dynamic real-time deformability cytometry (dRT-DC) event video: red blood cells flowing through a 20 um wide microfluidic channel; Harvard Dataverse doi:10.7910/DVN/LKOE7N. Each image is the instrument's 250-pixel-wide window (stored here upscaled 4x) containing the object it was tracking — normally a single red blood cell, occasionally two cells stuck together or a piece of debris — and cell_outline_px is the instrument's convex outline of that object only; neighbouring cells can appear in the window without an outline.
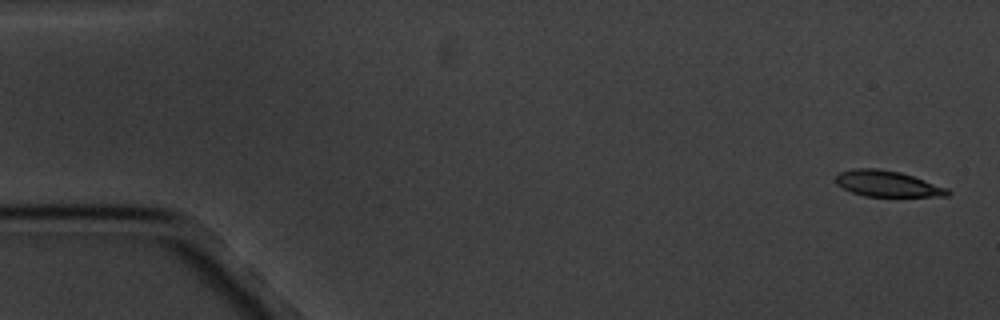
{"species": "common noctule bat (a hibernating species)", "species_latin": "Nyctalus noctula", "temperature_condition": "cold", "stored_images_in_passage": 6, "camera_frame_rate_fps": 3000, "um_per_image_px": 0.085, "animal": {"sex": "male", "body_mass_g": 20.1, "forearm_length_mm": 53.5}, "frame": {"image": 1, "passage_image": 1, "time_ms": 0.0, "image_size_px": [1000, 320], "cell_outline_px": [[952, 192], [948, 196], [864, 196], [852, 192], [836, 184], [836, 176], [840, 172], [856, 168], [876, 168], [900, 172], [948, 188]], "centroid_in_image_um": [75.43, 15.62], "position_along_channel_um": 9.6, "area_um2": 16.76}}
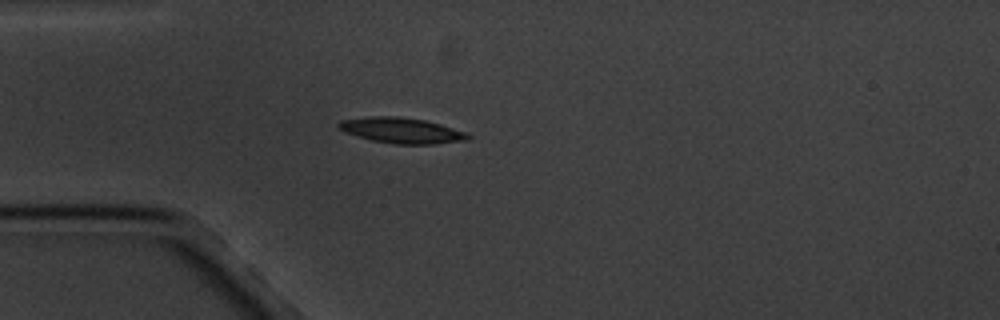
{"frame": {"image": 2, "passage_image": 5, "time_ms": 4.667, "image_size_px": [1000, 320], "cell_outline_px": [[472, 136], [468, 140], [432, 144], [396, 144], [372, 140], [344, 132], [336, 124], [340, 120], [368, 116], [396, 116], [424, 120], [440, 124], [464, 132]], "centroid_in_image_um": [34.11, 11.08], "position_along_channel_um": 50.9, "area_um2": 19.13}}